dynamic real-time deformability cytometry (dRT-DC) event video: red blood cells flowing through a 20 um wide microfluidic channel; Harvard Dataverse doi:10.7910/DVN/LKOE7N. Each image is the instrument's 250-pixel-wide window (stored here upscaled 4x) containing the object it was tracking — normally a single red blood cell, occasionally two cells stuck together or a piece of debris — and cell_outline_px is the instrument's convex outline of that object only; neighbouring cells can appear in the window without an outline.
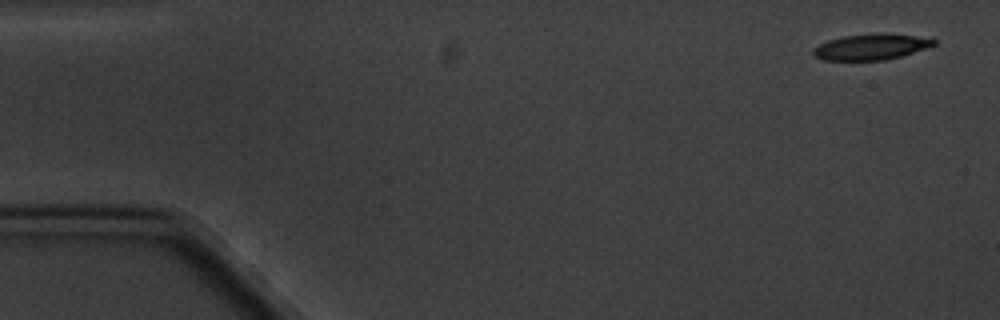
{"species": "common noctule bat (a hibernating species)", "species_latin": "Nyctalus noctula", "temperature_condition": "cold", "stored_images_in_passage": 6, "camera_frame_rate_fps": 3000, "um_per_image_px": 0.085, "animal": {"sex": "male", "body_mass_g": 20.1, "forearm_length_mm": 53.5}, "frame": {"image": 1, "passage_image": 1, "time_ms": 0.0, "image_size_px": [1000, 320], "cell_outline_px": [[936, 44], [900, 56], [884, 60], [824, 60], [816, 56], [812, 52], [812, 48], [828, 40], [844, 36], [912, 36], [936, 40]], "centroid_in_image_um": [73.94, 4.04], "position_along_channel_um": 11.1, "area_um2": 16.88}}
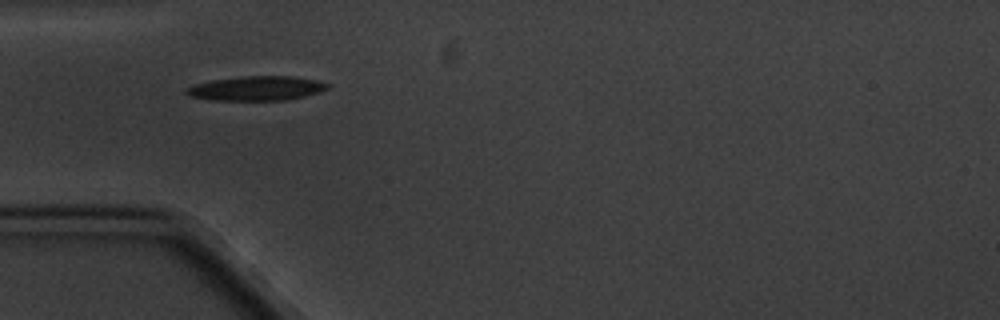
{"frame": {"image": 2, "passage_image": 5, "time_ms": 5.0, "image_size_px": [1000, 320], "cell_outline_px": [[328, 88], [320, 92], [304, 96], [284, 100], [212, 100], [188, 96], [184, 92], [184, 88], [196, 84], [212, 80], [240, 76], [292, 76], [316, 80], [328, 84]], "centroid_in_image_um": [21.75, 7.51], "position_along_channel_um": 63.2, "area_um2": 20.06}}